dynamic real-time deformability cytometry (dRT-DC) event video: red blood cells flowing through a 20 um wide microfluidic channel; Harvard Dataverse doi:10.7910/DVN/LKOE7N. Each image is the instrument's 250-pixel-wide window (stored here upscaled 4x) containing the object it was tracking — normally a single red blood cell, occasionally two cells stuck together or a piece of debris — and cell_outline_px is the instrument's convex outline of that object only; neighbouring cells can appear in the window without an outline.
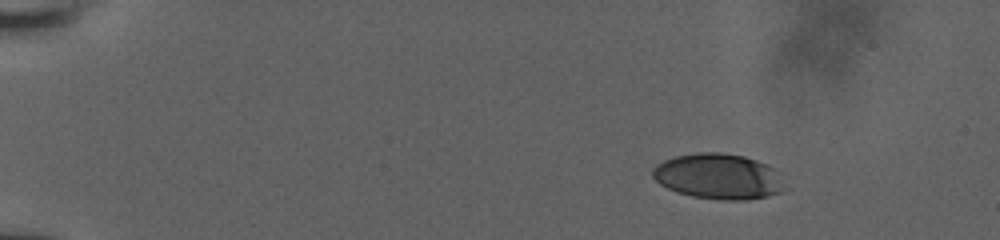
{"species": "human", "species_latin": "Homo sapiens", "temperature_condition": "room temperature", "stored_images_in_passage": 25, "camera_frame_rate_fps": 3000, "um_per_image_px": 0.085, "donor": {"sex": "male"}, "frame": {"image": 1, "passage_image": 1, "time_ms": 0.0, "image_size_px": [1000, 240], "cell_outline_px": [[780, 192], [768, 196], [748, 200], [724, 200], [692, 196], [676, 192], [660, 184], [652, 176], [652, 168], [656, 164], [664, 160], [676, 156], [696, 152], [720, 152], [744, 156], [768, 164], [776, 168], [780, 188]], "centroid_in_image_um": [61.0, 14.98], "position_along_channel_um": 24.0, "area_um2": 34.8}}
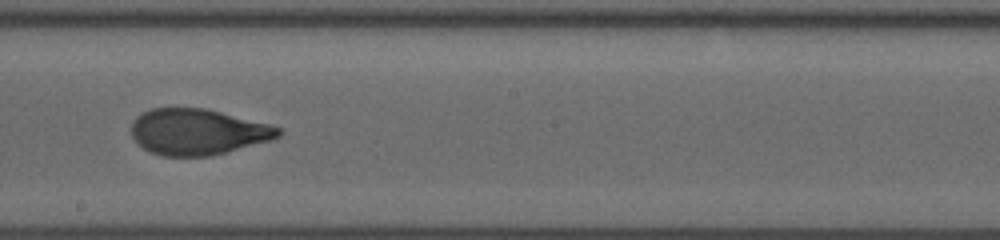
{"frame": {"image": 2, "passage_image": 14, "time_ms": 8.667, "image_size_px": [1000, 240], "cell_outline_px": [[280, 136], [272, 140], [212, 156], [160, 156], [136, 144], [132, 136], [132, 124], [136, 116], [152, 108], [204, 108], [268, 124], [280, 128]], "centroid_in_image_um": [16.78, 11.22], "position_along_channel_um": 231.4, "area_um2": 39.25}}
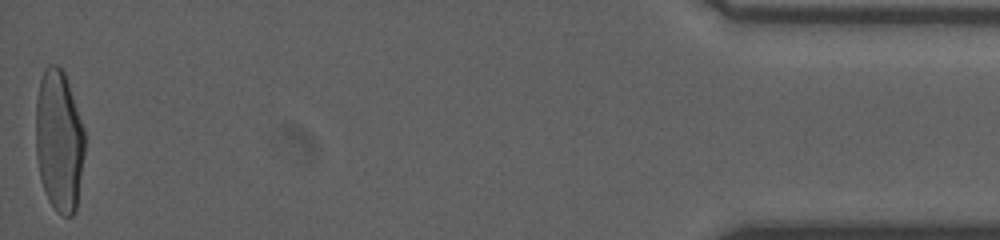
{"frame": {"image": 3, "passage_image": 25, "time_ms": 16.0, "image_size_px": [1000, 240], "cell_outline_px": [[84, 152], [76, 212], [72, 216], [64, 216], [56, 212], [48, 200], [40, 180], [36, 156], [36, 100], [40, 80], [44, 68], [48, 64], [56, 64], [64, 72], [84, 128]], "centroid_in_image_um": [5.0, 11.99], "position_along_channel_um": 430.2, "area_um2": 40.58}, "authors_computed_cell_mechanics": {"area_um2": 39.593, "velocity_mm_per_s": 3.8452, "shape_relaxation_time_tau1_ms": 5.9901, "shape_relaxation_time_tau2_ms": 0.6189, "deformation_change_tau1": 0.1996, "deformation_change_tau2": 0.0485}}